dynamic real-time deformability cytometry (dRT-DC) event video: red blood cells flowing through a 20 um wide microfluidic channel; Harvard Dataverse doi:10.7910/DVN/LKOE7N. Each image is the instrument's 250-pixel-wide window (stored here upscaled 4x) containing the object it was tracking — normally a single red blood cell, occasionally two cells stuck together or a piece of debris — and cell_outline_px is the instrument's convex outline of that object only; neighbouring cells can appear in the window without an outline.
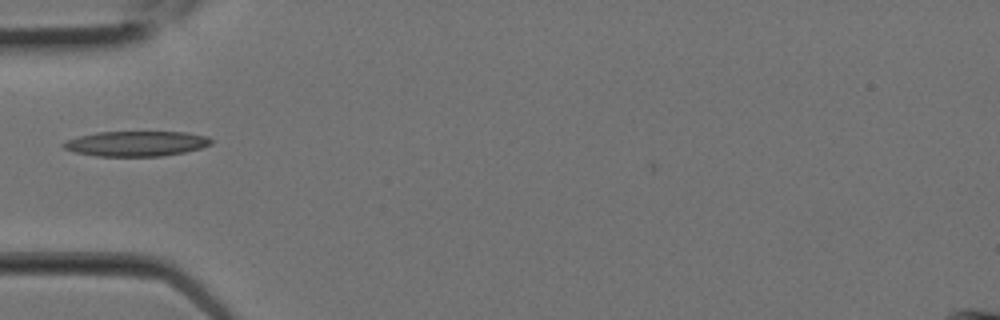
{"species": "Egyptian fruit bat (a non-hibernating species)", "species_latin": "Rousettus aegyptiacus", "temperature_condition": "room temperature", "stored_images_in_passage": 3, "camera_frame_rate_fps": 3000, "um_per_image_px": 0.085, "animal": {"sex": "female"}, "frame": {"image": 1, "passage_image": 1, "time_ms": 0.0, "image_size_px": [1000, 320], "cell_outline_px": [[212, 144], [200, 148], [184, 152], [160, 156], [96, 156], [76, 152], [64, 148], [60, 144], [68, 140], [80, 136], [96, 132], [184, 132], [208, 136], [212, 140]], "centroid_in_image_um": [11.59, 12.2], "position_along_channel_um": 73.4, "area_um2": 21.5}}
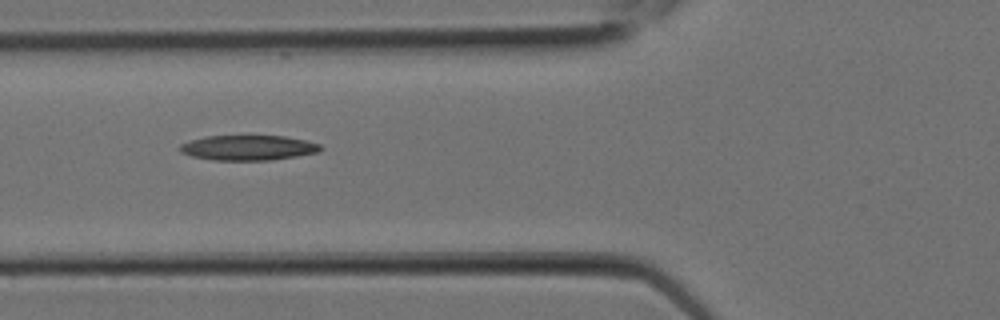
{"frame": {"image": 2, "passage_image": 2, "time_ms": 0.333, "image_size_px": [1000, 320], "cell_outline_px": [[324, 148], [316, 152], [296, 156], [272, 160], [212, 160], [192, 156], [180, 152], [176, 148], [180, 144], [204, 136], [284, 136], [304, 140], [320, 144]], "centroid_in_image_um": [21.05, 12.56], "position_along_channel_um": 104.8, "area_um2": 20.52}}
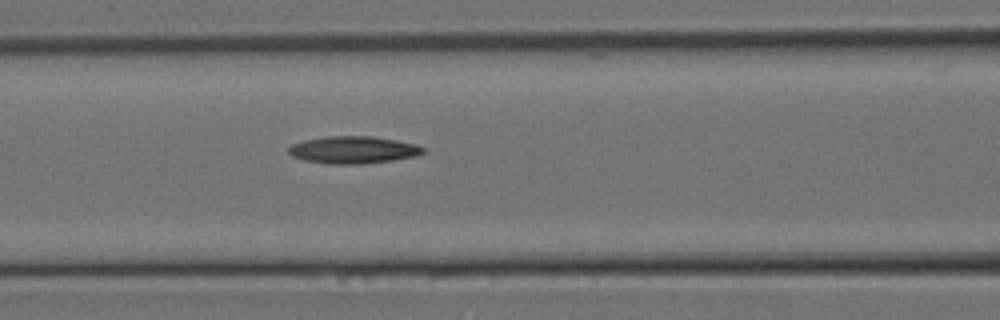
{"frame": {"image": 3, "passage_image": 3, "time_ms": 0.667, "image_size_px": [1000, 320], "cell_outline_px": [[424, 152], [416, 156], [392, 160], [360, 164], [332, 164], [304, 160], [292, 156], [288, 152], [288, 148], [292, 144], [304, 140], [324, 136], [372, 136], [396, 140], [416, 144], [424, 148]], "centroid_in_image_um": [30.01, 12.73], "position_along_channel_um": 136.6, "area_um2": 21.33}}